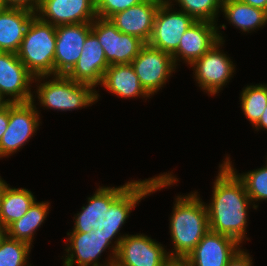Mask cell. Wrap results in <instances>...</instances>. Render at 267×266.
<instances>
[{"instance_id":"6da1fadb","label":"cell","mask_w":267,"mask_h":266,"mask_svg":"<svg viewBox=\"0 0 267 266\" xmlns=\"http://www.w3.org/2000/svg\"><path fill=\"white\" fill-rule=\"evenodd\" d=\"M213 182L208 210L210 231L228 235L240 244L246 239L249 206L255 209L243 181L223 161Z\"/></svg>"},{"instance_id":"7a4b0ae2","label":"cell","mask_w":267,"mask_h":266,"mask_svg":"<svg viewBox=\"0 0 267 266\" xmlns=\"http://www.w3.org/2000/svg\"><path fill=\"white\" fill-rule=\"evenodd\" d=\"M170 216V256H187L210 230L206 202L197 191L175 197ZM174 248V249H173Z\"/></svg>"},{"instance_id":"3957f363","label":"cell","mask_w":267,"mask_h":266,"mask_svg":"<svg viewBox=\"0 0 267 266\" xmlns=\"http://www.w3.org/2000/svg\"><path fill=\"white\" fill-rule=\"evenodd\" d=\"M33 83L37 87H34L36 93L32 102L35 103L37 95L39 105L46 109L78 110L92 106L100 97L94 87L73 81L66 75L37 76L34 77Z\"/></svg>"},{"instance_id":"277c9868","label":"cell","mask_w":267,"mask_h":266,"mask_svg":"<svg viewBox=\"0 0 267 266\" xmlns=\"http://www.w3.org/2000/svg\"><path fill=\"white\" fill-rule=\"evenodd\" d=\"M56 26L36 15L29 23L17 57L34 76L54 75Z\"/></svg>"},{"instance_id":"5b68a950","label":"cell","mask_w":267,"mask_h":266,"mask_svg":"<svg viewBox=\"0 0 267 266\" xmlns=\"http://www.w3.org/2000/svg\"><path fill=\"white\" fill-rule=\"evenodd\" d=\"M173 172H164L158 176L145 180H135L105 211L103 218L104 232L108 236H117L124 238L126 234L121 235L120 230L126 223L132 210L145 197L162 190L166 187H172L179 180L172 174ZM137 204V205H136Z\"/></svg>"},{"instance_id":"8992f818","label":"cell","mask_w":267,"mask_h":266,"mask_svg":"<svg viewBox=\"0 0 267 266\" xmlns=\"http://www.w3.org/2000/svg\"><path fill=\"white\" fill-rule=\"evenodd\" d=\"M67 235L69 236L65 240L67 242L65 243L67 246L66 254L62 257L64 259L63 266H74L76 264L77 266H114L117 250L123 238L108 236L102 232V229H96L90 233L67 232ZM106 249L110 250L111 253L102 264L99 262L100 256Z\"/></svg>"},{"instance_id":"52a82bcc","label":"cell","mask_w":267,"mask_h":266,"mask_svg":"<svg viewBox=\"0 0 267 266\" xmlns=\"http://www.w3.org/2000/svg\"><path fill=\"white\" fill-rule=\"evenodd\" d=\"M224 42L219 40L190 66L193 69L194 79L198 87L209 96H215L223 90V87L229 83L236 72V65L221 50Z\"/></svg>"},{"instance_id":"ba28073f","label":"cell","mask_w":267,"mask_h":266,"mask_svg":"<svg viewBox=\"0 0 267 266\" xmlns=\"http://www.w3.org/2000/svg\"><path fill=\"white\" fill-rule=\"evenodd\" d=\"M38 103H11L9 124L0 141V159L9 157L23 148L41 125Z\"/></svg>"},{"instance_id":"9c48e42d","label":"cell","mask_w":267,"mask_h":266,"mask_svg":"<svg viewBox=\"0 0 267 266\" xmlns=\"http://www.w3.org/2000/svg\"><path fill=\"white\" fill-rule=\"evenodd\" d=\"M131 65L141 86L150 96L157 94L177 69L172 55L148 43L142 47Z\"/></svg>"},{"instance_id":"30bf717a","label":"cell","mask_w":267,"mask_h":266,"mask_svg":"<svg viewBox=\"0 0 267 266\" xmlns=\"http://www.w3.org/2000/svg\"><path fill=\"white\" fill-rule=\"evenodd\" d=\"M91 31L102 45L109 65L130 64L146 44L138 37L119 31L109 19L97 17L91 22Z\"/></svg>"},{"instance_id":"8fae6325","label":"cell","mask_w":267,"mask_h":266,"mask_svg":"<svg viewBox=\"0 0 267 266\" xmlns=\"http://www.w3.org/2000/svg\"><path fill=\"white\" fill-rule=\"evenodd\" d=\"M194 22L190 15L179 9L175 10L174 6L164 0L156 12L148 44L173 55L178 48L180 38Z\"/></svg>"},{"instance_id":"7c38bea8","label":"cell","mask_w":267,"mask_h":266,"mask_svg":"<svg viewBox=\"0 0 267 266\" xmlns=\"http://www.w3.org/2000/svg\"><path fill=\"white\" fill-rule=\"evenodd\" d=\"M219 28L226 29V25L218 26L214 22L207 21H195L191 24L180 38L178 48L172 55L176 67L182 60L191 66L219 40L225 41Z\"/></svg>"},{"instance_id":"4fadbf2b","label":"cell","mask_w":267,"mask_h":266,"mask_svg":"<svg viewBox=\"0 0 267 266\" xmlns=\"http://www.w3.org/2000/svg\"><path fill=\"white\" fill-rule=\"evenodd\" d=\"M168 256L164 246L148 235L126 234L120 242L114 266H163Z\"/></svg>"},{"instance_id":"5bb4252c","label":"cell","mask_w":267,"mask_h":266,"mask_svg":"<svg viewBox=\"0 0 267 266\" xmlns=\"http://www.w3.org/2000/svg\"><path fill=\"white\" fill-rule=\"evenodd\" d=\"M34 76L16 53L0 51V93L11 103H27L33 99Z\"/></svg>"},{"instance_id":"9a60e30c","label":"cell","mask_w":267,"mask_h":266,"mask_svg":"<svg viewBox=\"0 0 267 266\" xmlns=\"http://www.w3.org/2000/svg\"><path fill=\"white\" fill-rule=\"evenodd\" d=\"M35 15L54 26L91 23L96 18V0H40Z\"/></svg>"},{"instance_id":"2e32d148","label":"cell","mask_w":267,"mask_h":266,"mask_svg":"<svg viewBox=\"0 0 267 266\" xmlns=\"http://www.w3.org/2000/svg\"><path fill=\"white\" fill-rule=\"evenodd\" d=\"M91 23L56 26L54 75H67L77 63Z\"/></svg>"},{"instance_id":"e0dca14e","label":"cell","mask_w":267,"mask_h":266,"mask_svg":"<svg viewBox=\"0 0 267 266\" xmlns=\"http://www.w3.org/2000/svg\"><path fill=\"white\" fill-rule=\"evenodd\" d=\"M127 181L118 187L99 186L95 193L88 197L87 204L74 216V228L72 232L90 233L103 228V218L109 206L134 182Z\"/></svg>"},{"instance_id":"ac0fdd59","label":"cell","mask_w":267,"mask_h":266,"mask_svg":"<svg viewBox=\"0 0 267 266\" xmlns=\"http://www.w3.org/2000/svg\"><path fill=\"white\" fill-rule=\"evenodd\" d=\"M242 246L228 235L209 230L187 257L192 266H227Z\"/></svg>"},{"instance_id":"d6986e66","label":"cell","mask_w":267,"mask_h":266,"mask_svg":"<svg viewBox=\"0 0 267 266\" xmlns=\"http://www.w3.org/2000/svg\"><path fill=\"white\" fill-rule=\"evenodd\" d=\"M108 66L102 45L97 36L90 31L80 58L66 76L73 81L96 88L98 85L100 86Z\"/></svg>"},{"instance_id":"ffe728a7","label":"cell","mask_w":267,"mask_h":266,"mask_svg":"<svg viewBox=\"0 0 267 266\" xmlns=\"http://www.w3.org/2000/svg\"><path fill=\"white\" fill-rule=\"evenodd\" d=\"M164 0H144L140 4L112 15L109 20L122 33L138 37L148 43L156 12Z\"/></svg>"},{"instance_id":"44dd1931","label":"cell","mask_w":267,"mask_h":266,"mask_svg":"<svg viewBox=\"0 0 267 266\" xmlns=\"http://www.w3.org/2000/svg\"><path fill=\"white\" fill-rule=\"evenodd\" d=\"M100 86L123 99L143 97L142 99L147 100L151 98L141 86L131 63L109 65Z\"/></svg>"},{"instance_id":"7402d4cb","label":"cell","mask_w":267,"mask_h":266,"mask_svg":"<svg viewBox=\"0 0 267 266\" xmlns=\"http://www.w3.org/2000/svg\"><path fill=\"white\" fill-rule=\"evenodd\" d=\"M35 12L6 7L0 14V51L17 53Z\"/></svg>"},{"instance_id":"603a6c76","label":"cell","mask_w":267,"mask_h":266,"mask_svg":"<svg viewBox=\"0 0 267 266\" xmlns=\"http://www.w3.org/2000/svg\"><path fill=\"white\" fill-rule=\"evenodd\" d=\"M221 12L229 24L242 33H251L267 24L266 11L242 3L240 0H222Z\"/></svg>"},{"instance_id":"cb8c5ba5","label":"cell","mask_w":267,"mask_h":266,"mask_svg":"<svg viewBox=\"0 0 267 266\" xmlns=\"http://www.w3.org/2000/svg\"><path fill=\"white\" fill-rule=\"evenodd\" d=\"M49 207L50 203L48 201L37 202L35 200L25 215L7 228L8 236L33 246L34 235L46 220Z\"/></svg>"},{"instance_id":"d4e9b609","label":"cell","mask_w":267,"mask_h":266,"mask_svg":"<svg viewBox=\"0 0 267 266\" xmlns=\"http://www.w3.org/2000/svg\"><path fill=\"white\" fill-rule=\"evenodd\" d=\"M37 200L26 188H13L8 184L4 190L0 208V224L8 228L19 220Z\"/></svg>"},{"instance_id":"484cf974","label":"cell","mask_w":267,"mask_h":266,"mask_svg":"<svg viewBox=\"0 0 267 266\" xmlns=\"http://www.w3.org/2000/svg\"><path fill=\"white\" fill-rule=\"evenodd\" d=\"M240 93V107L253 127L267 106V84L247 85Z\"/></svg>"},{"instance_id":"4316f807","label":"cell","mask_w":267,"mask_h":266,"mask_svg":"<svg viewBox=\"0 0 267 266\" xmlns=\"http://www.w3.org/2000/svg\"><path fill=\"white\" fill-rule=\"evenodd\" d=\"M226 155L224 162L237 174V176L243 181L247 194L251 199L255 209L258 208V201L267 200V161L266 166L257 168L256 170H250L246 173H237L236 168L232 165L231 158Z\"/></svg>"},{"instance_id":"83f0119b","label":"cell","mask_w":267,"mask_h":266,"mask_svg":"<svg viewBox=\"0 0 267 266\" xmlns=\"http://www.w3.org/2000/svg\"><path fill=\"white\" fill-rule=\"evenodd\" d=\"M172 6L177 5L181 11L190 15L195 21H207L218 24L222 0H166ZM173 1V2H172ZM176 4H173L175 3ZM219 13V14H218Z\"/></svg>"},{"instance_id":"f1b7e54d","label":"cell","mask_w":267,"mask_h":266,"mask_svg":"<svg viewBox=\"0 0 267 266\" xmlns=\"http://www.w3.org/2000/svg\"><path fill=\"white\" fill-rule=\"evenodd\" d=\"M32 248L30 244L7 235L0 246V266H32L29 263Z\"/></svg>"},{"instance_id":"f546056e","label":"cell","mask_w":267,"mask_h":266,"mask_svg":"<svg viewBox=\"0 0 267 266\" xmlns=\"http://www.w3.org/2000/svg\"><path fill=\"white\" fill-rule=\"evenodd\" d=\"M144 0H96V15L98 18L109 19L112 15L124 11Z\"/></svg>"},{"instance_id":"4dcf8cb0","label":"cell","mask_w":267,"mask_h":266,"mask_svg":"<svg viewBox=\"0 0 267 266\" xmlns=\"http://www.w3.org/2000/svg\"><path fill=\"white\" fill-rule=\"evenodd\" d=\"M6 7L10 8H22L32 12H36L39 6L40 0H2Z\"/></svg>"},{"instance_id":"1f68e13d","label":"cell","mask_w":267,"mask_h":266,"mask_svg":"<svg viewBox=\"0 0 267 266\" xmlns=\"http://www.w3.org/2000/svg\"><path fill=\"white\" fill-rule=\"evenodd\" d=\"M244 250L245 249H240L228 262L227 266H253V258Z\"/></svg>"},{"instance_id":"d6a6232c","label":"cell","mask_w":267,"mask_h":266,"mask_svg":"<svg viewBox=\"0 0 267 266\" xmlns=\"http://www.w3.org/2000/svg\"><path fill=\"white\" fill-rule=\"evenodd\" d=\"M163 266H192L187 256H168Z\"/></svg>"},{"instance_id":"836d02e7","label":"cell","mask_w":267,"mask_h":266,"mask_svg":"<svg viewBox=\"0 0 267 266\" xmlns=\"http://www.w3.org/2000/svg\"><path fill=\"white\" fill-rule=\"evenodd\" d=\"M9 124V106L0 111V141Z\"/></svg>"},{"instance_id":"e575fe53","label":"cell","mask_w":267,"mask_h":266,"mask_svg":"<svg viewBox=\"0 0 267 266\" xmlns=\"http://www.w3.org/2000/svg\"><path fill=\"white\" fill-rule=\"evenodd\" d=\"M242 3L260 8L267 12V0H240Z\"/></svg>"},{"instance_id":"d590c367","label":"cell","mask_w":267,"mask_h":266,"mask_svg":"<svg viewBox=\"0 0 267 266\" xmlns=\"http://www.w3.org/2000/svg\"><path fill=\"white\" fill-rule=\"evenodd\" d=\"M253 127L256 129V131H259L260 129L267 131V106L265 107L260 120Z\"/></svg>"},{"instance_id":"8d00e7d4","label":"cell","mask_w":267,"mask_h":266,"mask_svg":"<svg viewBox=\"0 0 267 266\" xmlns=\"http://www.w3.org/2000/svg\"><path fill=\"white\" fill-rule=\"evenodd\" d=\"M10 104L11 101L6 99V97L0 93V111L7 108Z\"/></svg>"},{"instance_id":"74e56055","label":"cell","mask_w":267,"mask_h":266,"mask_svg":"<svg viewBox=\"0 0 267 266\" xmlns=\"http://www.w3.org/2000/svg\"><path fill=\"white\" fill-rule=\"evenodd\" d=\"M7 185H8L7 182L3 180L0 176V208H1V201H2L3 194H4V190Z\"/></svg>"},{"instance_id":"f35d334b","label":"cell","mask_w":267,"mask_h":266,"mask_svg":"<svg viewBox=\"0 0 267 266\" xmlns=\"http://www.w3.org/2000/svg\"><path fill=\"white\" fill-rule=\"evenodd\" d=\"M7 228L3 227L1 224H0V246H1V243L3 242V240L6 238L7 236Z\"/></svg>"},{"instance_id":"ab89813d","label":"cell","mask_w":267,"mask_h":266,"mask_svg":"<svg viewBox=\"0 0 267 266\" xmlns=\"http://www.w3.org/2000/svg\"><path fill=\"white\" fill-rule=\"evenodd\" d=\"M5 8H6V6L4 5L2 0H0V14L4 11Z\"/></svg>"}]
</instances>
